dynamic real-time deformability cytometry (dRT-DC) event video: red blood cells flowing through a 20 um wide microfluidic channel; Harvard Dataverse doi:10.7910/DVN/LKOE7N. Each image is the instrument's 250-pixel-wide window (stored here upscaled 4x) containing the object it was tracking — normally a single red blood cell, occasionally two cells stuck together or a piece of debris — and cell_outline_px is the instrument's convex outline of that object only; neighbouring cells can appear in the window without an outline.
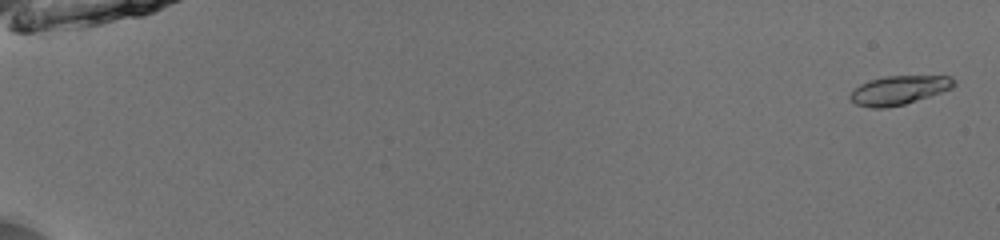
{"species": "common noctule bat (a hibernating species)", "species_latin": "Nyctalus noctula", "temperature_condition": "room temperature", "stored_images_in_passage": 53, "camera_frame_rate_fps": 3000, "um_per_image_px": 0.085, "animal": {"sex": "male", "body_mass_g": 13.0, "forearm_length_mm": 53.1}, "frame": {"image": 1, "passage_image": 2, "time_ms": 0.333, "image_size_px": [1000, 240], "cell_outline_px": [[956, 84], [952, 88], [904, 104], [884, 108], [872, 108], [856, 104], [848, 96], [860, 84], [884, 76], [952, 76], [956, 80]], "centroid_in_image_um": [76.43, 7.65], "position_along_channel_um": 8.6, "area_um2": 17.22}}
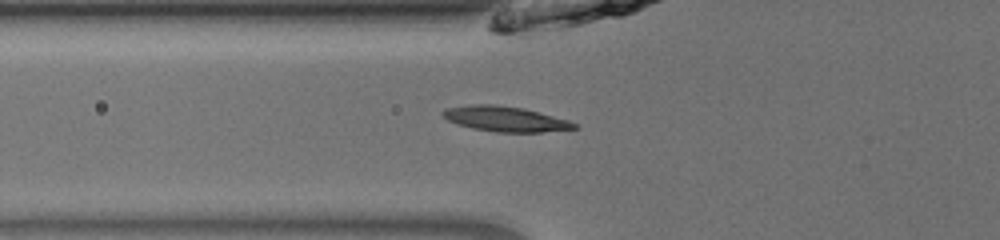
{"frame": {"image": 2, "passage_image": 22, "time_ms": 7.0, "image_size_px": [1000, 240], "cell_outline_px": [[580, 128], [540, 132], [496, 132], [472, 128], [456, 124], [440, 116], [440, 112], [444, 108], [472, 104], [496, 104], [524, 108], [568, 120], [580, 124]], "centroid_in_image_um": [42.92, 10.1], "position_along_channel_um": 82.9, "area_um2": 19.59}}
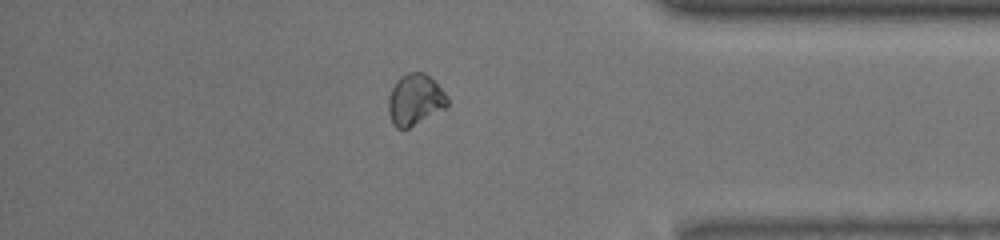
{"frame": {"image": 3, "passage_image": 47, "time_ms": 15.333, "image_size_px": [1000, 240], "cell_outline_px": [[448, 104], [444, 108], [408, 128], [396, 128], [392, 124], [388, 112], [388, 96], [396, 80], [400, 76], [408, 72], [424, 72], [444, 92], [448, 100]], "centroid_in_image_um": [35.23, 8.46], "position_along_channel_um": 400.0, "area_um2": 17.34}, "authors_computed_cell_mechanics": {"area_um2": 17.5712, "velocity_mm_per_s": 3.9757, "shape_relaxation_time_tau1_ms": 4.646, "shape_relaxation_time_tau2_ms": null, "deformation_change_tau1": 0.1106, "deformation_change_tau2": null}}